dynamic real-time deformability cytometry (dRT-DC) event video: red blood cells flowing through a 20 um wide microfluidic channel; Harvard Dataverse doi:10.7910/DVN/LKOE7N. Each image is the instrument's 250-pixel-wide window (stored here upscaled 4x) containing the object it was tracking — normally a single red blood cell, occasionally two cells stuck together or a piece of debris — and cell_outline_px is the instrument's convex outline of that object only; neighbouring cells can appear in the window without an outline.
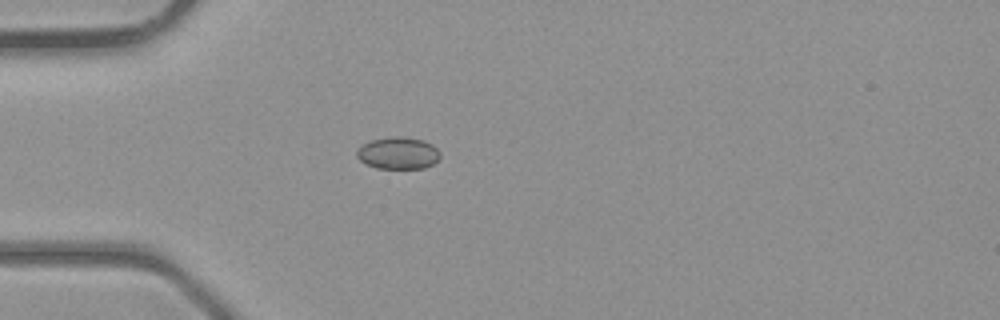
{"species": "common noctule bat (a hibernating species)", "species_latin": "Nyctalus noctula", "temperature_condition": "room temperature", "stored_images_in_passage": 4, "camera_frame_rate_fps": 3000, "um_per_image_px": 0.085, "animal": {"sex": "male", "body_mass_g": 23.1, "forearm_length_mm": 52.7}, "frame": {"image": 1, "passage_image": 4, "time_ms": 3.667, "image_size_px": [1000, 320], "cell_outline_px": [[440, 156], [432, 164], [424, 168], [376, 168], [360, 160], [356, 156], [356, 152], [364, 144], [372, 140], [388, 136], [400, 136], [424, 140], [432, 144], [440, 152]], "centroid_in_image_um": [33.85, 13.0], "position_along_channel_um": 51.1, "area_um2": 15.43}}